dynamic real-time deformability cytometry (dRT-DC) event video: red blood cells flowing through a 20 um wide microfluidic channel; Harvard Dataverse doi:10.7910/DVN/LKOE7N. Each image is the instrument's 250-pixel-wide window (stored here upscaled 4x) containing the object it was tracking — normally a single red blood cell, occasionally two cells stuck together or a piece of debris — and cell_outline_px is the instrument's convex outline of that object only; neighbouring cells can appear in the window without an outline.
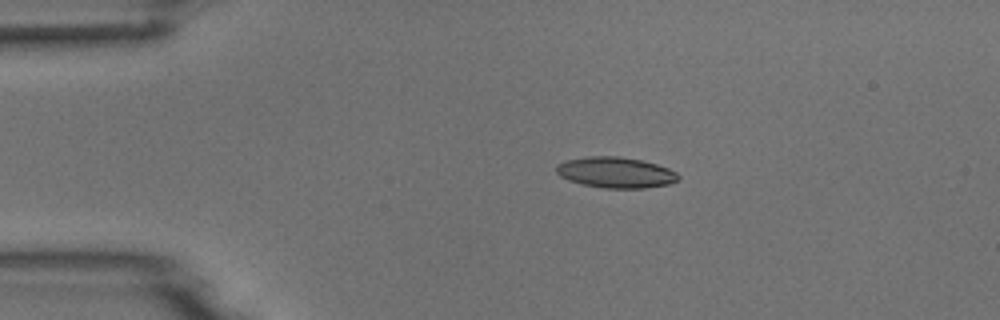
{"species": "common noctule bat (a hibernating species)", "species_latin": "Nyctalus noctula", "temperature_condition": "room temperature", "stored_images_in_passage": 3, "camera_frame_rate_fps": 3000, "um_per_image_px": 0.085, "animal": {"sex": "male", "body_mass_g": 18.8}, "frame": {"image": 1, "passage_image": 2, "time_ms": 1.667, "image_size_px": [1000, 320], "cell_outline_px": [[680, 180], [668, 184], [644, 188], [604, 188], [584, 184], [568, 180], [560, 176], [556, 172], [556, 164], [568, 160], [588, 156], [620, 156], [640, 160], [656, 164], [668, 168], [676, 172], [680, 176]], "centroid_in_image_um": [52.34, 14.66], "position_along_channel_um": 32.7, "area_um2": 21.85}}